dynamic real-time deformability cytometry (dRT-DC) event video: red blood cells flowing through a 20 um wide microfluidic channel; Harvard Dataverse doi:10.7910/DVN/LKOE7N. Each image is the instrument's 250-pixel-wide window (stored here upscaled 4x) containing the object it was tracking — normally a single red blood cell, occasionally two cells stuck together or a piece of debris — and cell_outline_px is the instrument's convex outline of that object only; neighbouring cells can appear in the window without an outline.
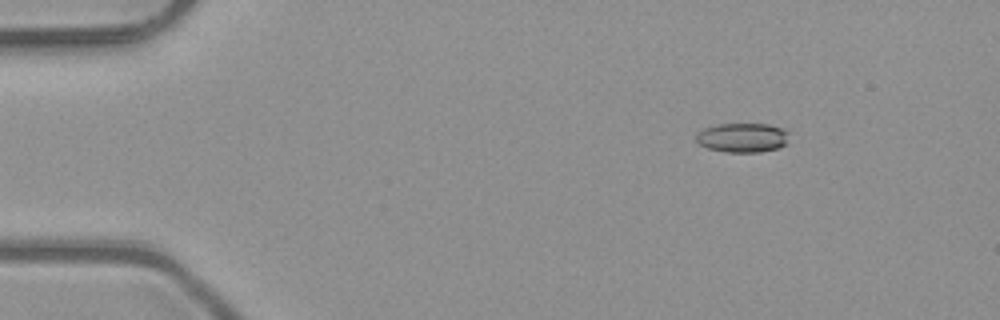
{"species": "common noctule bat (a hibernating species)", "species_latin": "Nyctalus noctula", "temperature_condition": "room temperature", "stored_images_in_passage": 6, "camera_frame_rate_fps": 3000, "um_per_image_px": 0.085, "animal": {"sex": "male", "body_mass_g": 23.1, "forearm_length_mm": 52.7}, "frame": {"image": 1, "passage_image": 3, "time_ms": 0.667, "image_size_px": [1000, 320], "cell_outline_px": [[788, 144], [776, 148], [760, 152], [724, 152], [708, 148], [700, 144], [696, 140], [696, 136], [704, 128], [716, 124], [768, 124], [784, 128], [788, 132]], "centroid_in_image_um": [63.15, 11.7], "position_along_channel_um": 21.9, "area_um2": 15.95}}
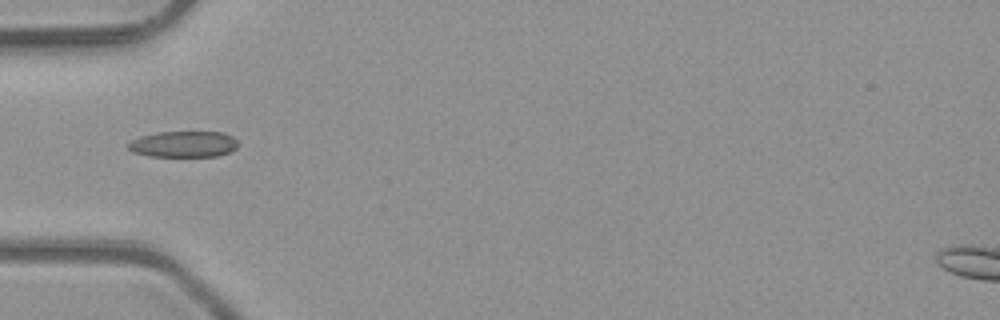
{"frame": {"image": 2, "passage_image": 6, "time_ms": 1.667, "image_size_px": [1000, 320], "cell_outline_px": [[240, 144], [232, 152], [216, 156], [148, 156], [132, 152], [128, 148], [128, 144], [132, 140], [140, 136], [160, 132], [224, 132], [232, 136]], "centroid_in_image_um": [15.64, 12.25], "position_along_channel_um": 69.4, "area_um2": 16.82}}